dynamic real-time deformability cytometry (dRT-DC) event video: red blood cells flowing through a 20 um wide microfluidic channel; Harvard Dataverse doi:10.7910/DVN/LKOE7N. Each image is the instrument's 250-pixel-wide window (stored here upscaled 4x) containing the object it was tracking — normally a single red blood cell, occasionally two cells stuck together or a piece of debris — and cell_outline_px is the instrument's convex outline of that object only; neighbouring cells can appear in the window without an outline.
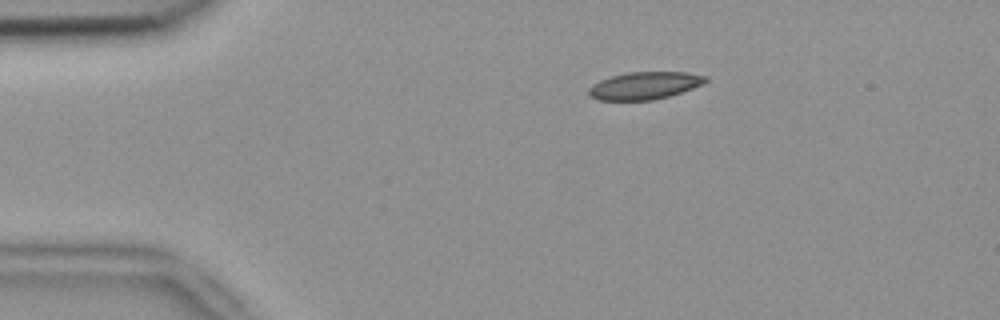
{"species": "common noctule bat (a hibernating species)", "species_latin": "Nyctalus noctula", "temperature_condition": "room temperature", "stored_images_in_passage": 4, "camera_frame_rate_fps": 3000, "um_per_image_px": 0.085, "animal": {"sex": "female", "body_mass_g": 18.4}, "frame": {"image": 1, "passage_image": 4, "time_ms": 1.0, "image_size_px": [1000, 320], "cell_outline_px": [[708, 80], [704, 84], [668, 96], [652, 100], [596, 100], [588, 96], [588, 88], [592, 84], [600, 80], [612, 76], [628, 72], [688, 72], [708, 76]], "centroid_in_image_um": [54.77, 7.27], "position_along_channel_um": 30.2, "area_um2": 18.79}}